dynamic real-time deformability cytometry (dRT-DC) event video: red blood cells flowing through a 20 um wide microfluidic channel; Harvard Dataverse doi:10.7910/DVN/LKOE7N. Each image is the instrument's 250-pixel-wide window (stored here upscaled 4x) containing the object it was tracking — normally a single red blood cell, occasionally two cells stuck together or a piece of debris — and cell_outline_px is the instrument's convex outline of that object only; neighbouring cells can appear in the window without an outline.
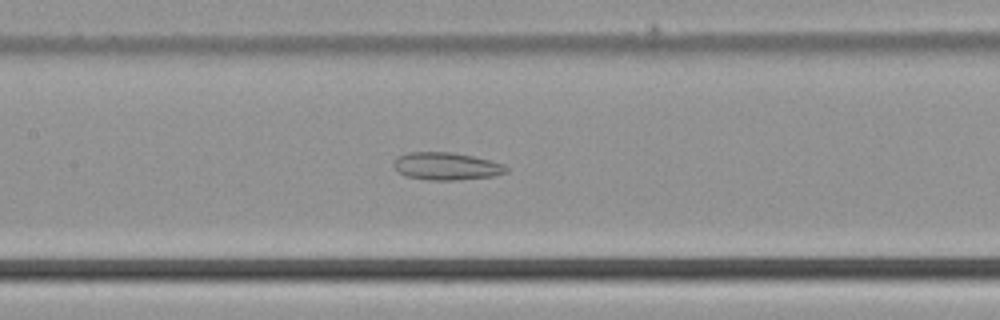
{"species": "common noctule bat (a hibernating species)", "species_latin": "Nyctalus noctula", "temperature_condition": "cold", "stored_images_in_passage": 38, "camera_frame_rate_fps": 3000, "um_per_image_px": 0.085, "animal": {"sex": "male", "body_mass_g": 21.5, "forearm_length_mm": 52.0}, "frame": {"image": 1, "passage_image": 21, "time_ms": 6.667, "image_size_px": [1000, 320], "cell_outline_px": [[508, 172], [496, 176], [456, 180], [428, 180], [404, 176], [392, 164], [396, 156], [408, 152], [452, 152], [472, 156], [504, 164], [508, 168]], "centroid_in_image_um": [37.93, 14.13], "position_along_channel_um": 169.5, "area_um2": 18.21}}
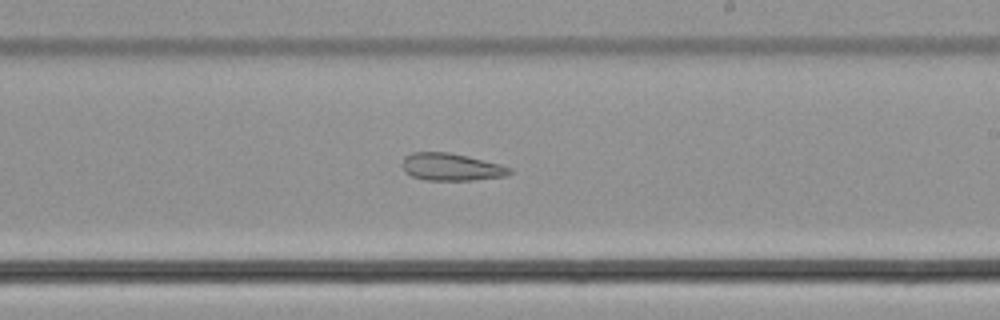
{"frame": {"image": 2, "passage_image": 27, "time_ms": 8.667, "image_size_px": [1000, 320], "cell_outline_px": [[512, 172], [508, 176], [472, 180], [424, 180], [412, 176], [404, 172], [404, 156], [412, 152], [448, 152], [468, 156], [500, 164], [512, 168]], "centroid_in_image_um": [38.38, 14.19], "position_along_channel_um": 250.6, "area_um2": 17.17}}
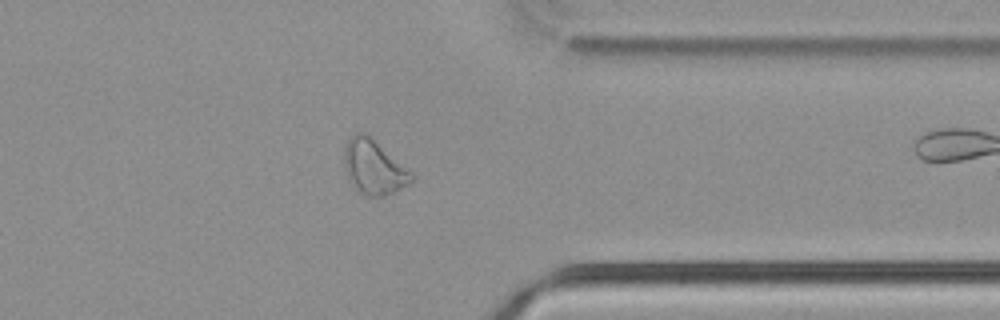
{"frame": {"image": 3, "passage_image": 37, "time_ms": 12.0, "image_size_px": [1000, 320], "cell_outline_px": [[416, 176], [408, 184], [384, 196], [368, 196], [360, 192], [352, 184], [344, 168], [344, 148], [348, 140], [356, 132], [364, 132], [412, 172]], "centroid_in_image_um": [31.76, 14.21], "position_along_channel_um": 379.6, "area_um2": 20.87}}